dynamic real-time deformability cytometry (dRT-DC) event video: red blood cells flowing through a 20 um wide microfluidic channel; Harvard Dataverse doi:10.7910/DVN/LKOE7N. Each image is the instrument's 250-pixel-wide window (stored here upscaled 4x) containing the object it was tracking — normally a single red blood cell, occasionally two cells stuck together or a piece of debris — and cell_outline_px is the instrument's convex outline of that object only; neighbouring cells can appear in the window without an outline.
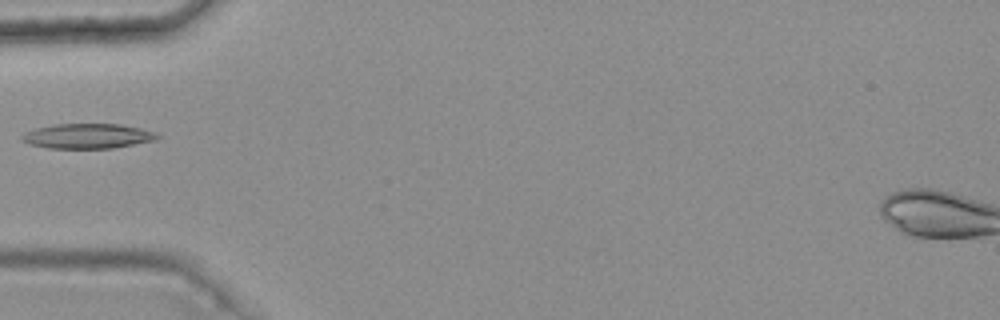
{"species": "common noctule bat (a hibernating species)", "species_latin": "Nyctalus noctula", "temperature_condition": "warm", "stored_images_in_passage": 6, "camera_frame_rate_fps": 3000, "um_per_image_px": 0.085, "animal": {"sex": "female", "body_mass_g": 25.1}, "frame": {"image": 1, "passage_image": 6, "time_ms": 1.667, "image_size_px": [1000, 320], "cell_outline_px": [[160, 136], [156, 140], [112, 148], [48, 148], [28, 144], [20, 140], [20, 136], [36, 128], [52, 124], [120, 124], [140, 128], [156, 132]], "centroid_in_image_um": [7.44, 11.56], "position_along_channel_um": 77.6, "area_um2": 19.65}}